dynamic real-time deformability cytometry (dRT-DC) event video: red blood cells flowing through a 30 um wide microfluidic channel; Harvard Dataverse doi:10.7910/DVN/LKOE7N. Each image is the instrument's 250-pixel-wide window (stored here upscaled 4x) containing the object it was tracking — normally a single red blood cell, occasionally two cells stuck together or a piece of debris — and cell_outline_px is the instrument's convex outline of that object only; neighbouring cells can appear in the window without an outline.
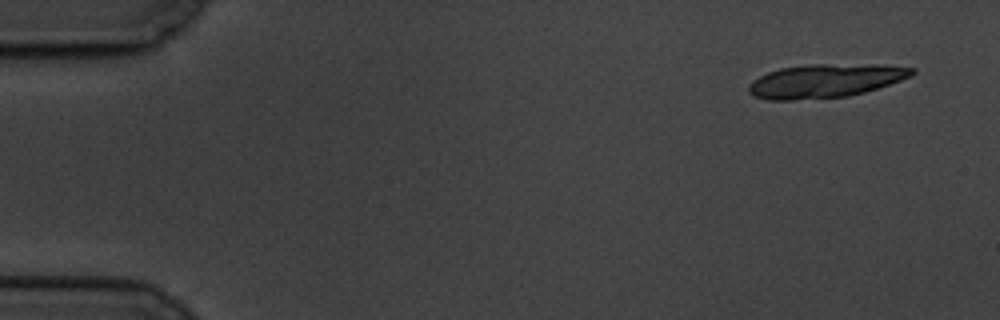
{"species": "common noctule bat (a hibernating species)", "species_latin": "Nyctalus noctula", "temperature_condition": "cold", "stored_images_in_passage": 9, "segment_of_instrument_passage": [1, 2], "camera_frame_rate_fps": 3000, "um_per_image_px": 0.085, "animal": {"sex": "male", "body_mass_g": 19.5, "forearm_length_mm": 54.6}, "frame": {"image": 1, "passage_image": 1, "time_ms": 0.0, "image_size_px": [1000, 320], "cell_outline_px": [[916, 72], [912, 76], [864, 92], [848, 96], [792, 100], [768, 100], [752, 96], [748, 92], [748, 84], [752, 80], [768, 72], [780, 68], [804, 64], [884, 64], [916, 68]], "centroid_in_image_um": [70.13, 6.86], "position_along_channel_um": 14.9, "area_um2": 32.25}}